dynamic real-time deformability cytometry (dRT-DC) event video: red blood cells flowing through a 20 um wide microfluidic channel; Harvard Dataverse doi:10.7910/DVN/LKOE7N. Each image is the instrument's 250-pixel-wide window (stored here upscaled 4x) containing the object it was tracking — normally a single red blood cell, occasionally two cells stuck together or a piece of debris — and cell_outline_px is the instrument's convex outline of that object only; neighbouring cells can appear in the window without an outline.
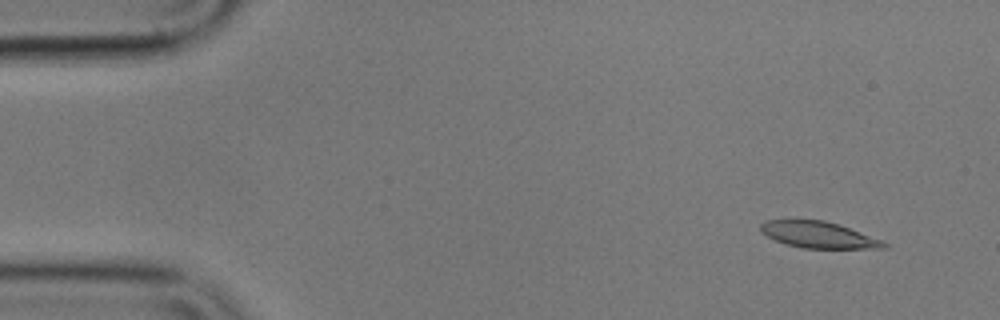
{"species": "common noctule bat (a hibernating species)", "species_latin": "Nyctalus noctula", "temperature_condition": "cold", "stored_images_in_passage": 55, "camera_frame_rate_fps": 3000, "um_per_image_px": 0.085, "animal": {"sex": "male", "body_mass_g": 17.9}, "frame": {"image": 1, "passage_image": 4, "time_ms": 1.0, "image_size_px": [1000, 320], "cell_outline_px": [[888, 248], [804, 248], [784, 244], [760, 232], [760, 224], [768, 220], [824, 220], [840, 224], [880, 240], [888, 244]], "centroid_in_image_um": [69.55, 19.96], "position_along_channel_um": 15.4, "area_um2": 18.79}}
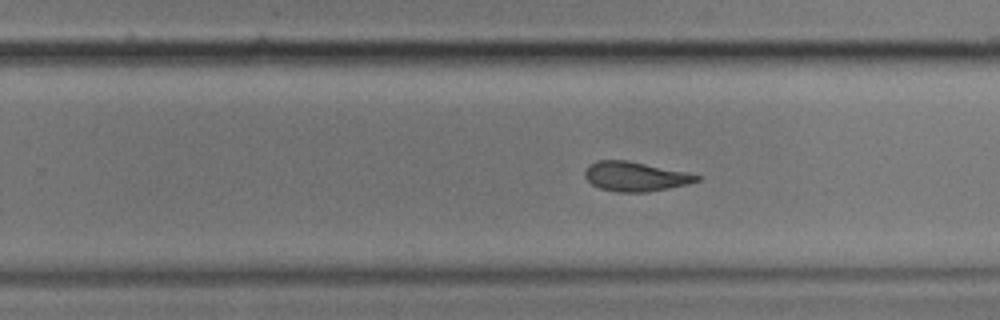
{"frame": {"image": 2, "passage_image": 34, "time_ms": 11.0, "image_size_px": [1000, 320], "cell_outline_px": [[700, 180], [688, 184], [648, 192], [616, 192], [600, 188], [592, 184], [584, 176], [584, 172], [588, 164], [596, 160], [628, 160], [684, 172], [700, 176]], "centroid_in_image_um": [53.95, 15.0], "position_along_channel_um": 275.9, "area_um2": 19.13}}
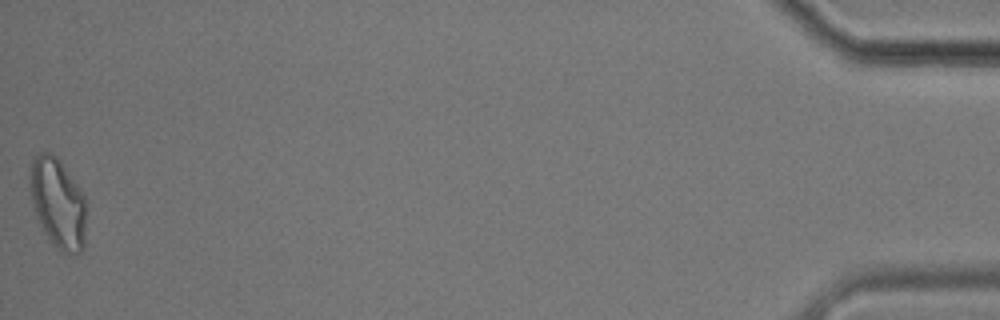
{"frame": {"image": 3, "passage_image": 55, "time_ms": 18.0, "image_size_px": [1000, 320], "cell_outline_px": [[84, 248], [80, 252], [64, 252], [52, 244], [36, 212], [28, 188], [28, 168], [32, 160], [40, 152], [48, 152], [56, 156], [60, 160], [84, 196]], "centroid_in_image_um": [4.87, 17.19], "position_along_channel_um": 430.3, "area_um2": 28.9}, "authors_computed_cell_mechanics": {"area_um2": 19.9988, "velocity_mm_per_s": 3.5762, "shape_relaxation_time_tau1_ms": 7.1208, "shape_relaxation_time_tau2_ms": 3.6375, "deformation_change_tau1": 0.1945, "deformation_change_tau2": 0.1159}}